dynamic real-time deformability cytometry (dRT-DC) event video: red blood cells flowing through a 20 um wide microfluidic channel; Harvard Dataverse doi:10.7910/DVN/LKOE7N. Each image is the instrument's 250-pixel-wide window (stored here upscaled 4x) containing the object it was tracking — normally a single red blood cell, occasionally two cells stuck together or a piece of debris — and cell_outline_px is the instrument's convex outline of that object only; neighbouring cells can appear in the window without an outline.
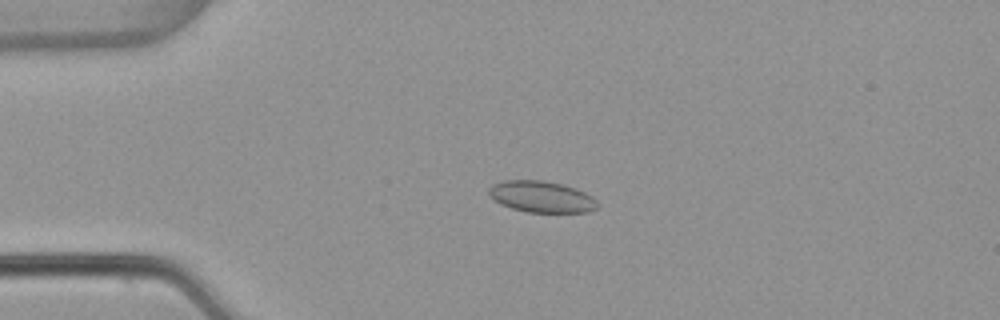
{"species": "common noctule bat (a hibernating species)", "species_latin": "Nyctalus noctula", "temperature_condition": "warm", "stored_images_in_passage": 52, "camera_frame_rate_fps": 3000, "um_per_image_px": 0.085, "animal": {"sex": "female", "body_mass_g": 22.7, "forearm_length_mm": 54.2}, "frame": {"image": 1, "passage_image": 12, "time_ms": 3.667, "image_size_px": [1000, 320], "cell_outline_px": [[596, 208], [588, 212], [528, 212], [512, 208], [500, 204], [488, 192], [488, 188], [492, 184], [504, 180], [540, 180], [560, 184], [576, 188], [592, 196], [596, 200]], "centroid_in_image_um": [46.01, 16.72], "position_along_channel_um": 39.0, "area_um2": 19.65}}
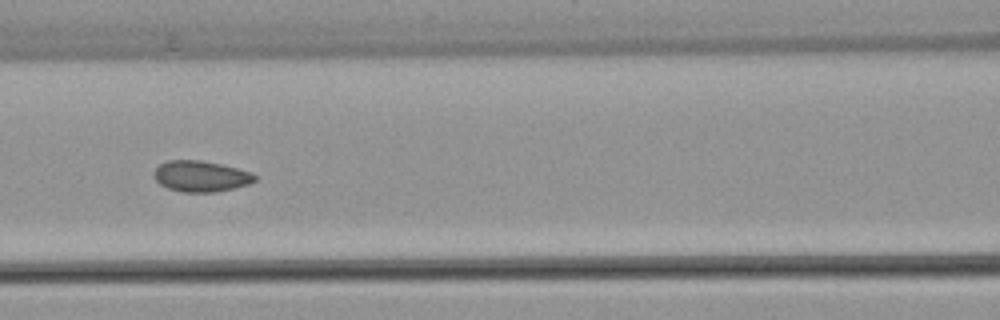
{"frame": {"image": 2, "passage_image": 23, "time_ms": 7.333, "image_size_px": [1000, 320], "cell_outline_px": [[256, 180], [248, 184], [216, 192], [180, 192], [168, 188], [160, 184], [152, 176], [152, 172], [160, 164], [168, 160], [200, 160], [220, 164], [252, 172], [256, 176]], "centroid_in_image_um": [17.03, 14.98], "position_along_channel_um": 149.6, "area_um2": 18.21}}
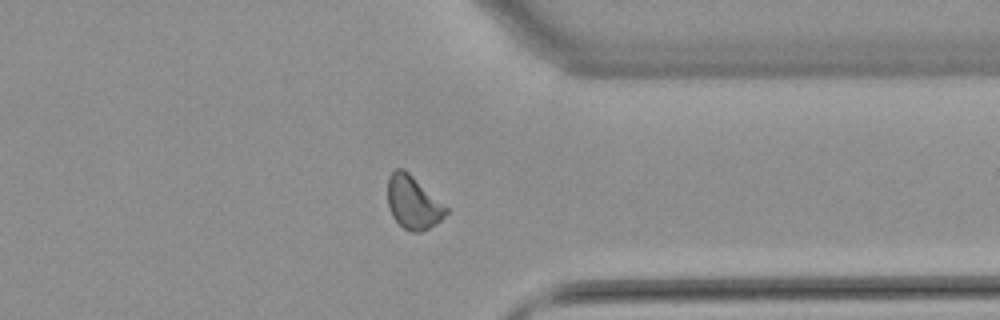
{"frame": {"image": 3, "passage_image": 41, "time_ms": 13.333, "image_size_px": [1000, 320], "cell_outline_px": [[448, 212], [436, 224], [420, 232], [412, 232], [404, 228], [392, 216], [388, 208], [388, 176], [396, 168], [404, 168], [448, 208]], "centroid_in_image_um": [35.1, 17.2], "position_along_channel_um": 376.3, "area_um2": 17.92}, "authors_computed_cell_mechanics": {"area_um2": 18.3515, "velocity_mm_per_s": 3.8615, "shape_relaxation_time_tau1_ms": 6.2062, "shape_relaxation_time_tau2_ms": 1.899, "deformation_change_tau1": 0.0867, "deformation_change_tau2": 0.065}}